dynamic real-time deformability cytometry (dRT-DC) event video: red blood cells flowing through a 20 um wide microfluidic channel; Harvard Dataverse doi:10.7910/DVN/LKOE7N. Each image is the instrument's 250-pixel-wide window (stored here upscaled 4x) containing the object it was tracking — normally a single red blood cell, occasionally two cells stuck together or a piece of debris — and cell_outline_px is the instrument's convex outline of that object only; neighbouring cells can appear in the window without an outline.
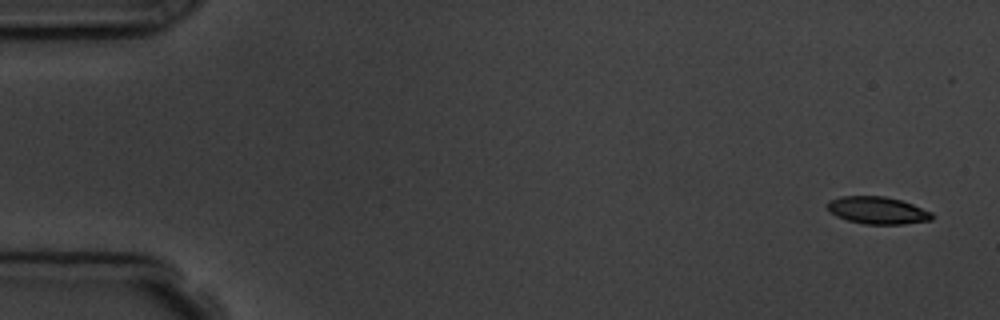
{"species": "common noctule bat (a hibernating species)", "species_latin": "Nyctalus noctula", "temperature_condition": "room temperature", "stored_images_in_passage": 4, "camera_frame_rate_fps": 3000, "um_per_image_px": 0.085, "animal": {"sex": "male", "body_mass_g": 19.5, "forearm_length_mm": 54.6}, "frame": {"image": 1, "passage_image": 1, "time_ms": 0.0, "image_size_px": [1000, 320], "cell_outline_px": [[932, 220], [904, 224], [864, 224], [848, 220], [836, 216], [828, 212], [828, 200], [840, 196], [884, 196], [900, 200], [912, 204], [932, 212]], "centroid_in_image_um": [74.56, 17.88], "position_along_channel_um": 10.4, "area_um2": 16.65}}
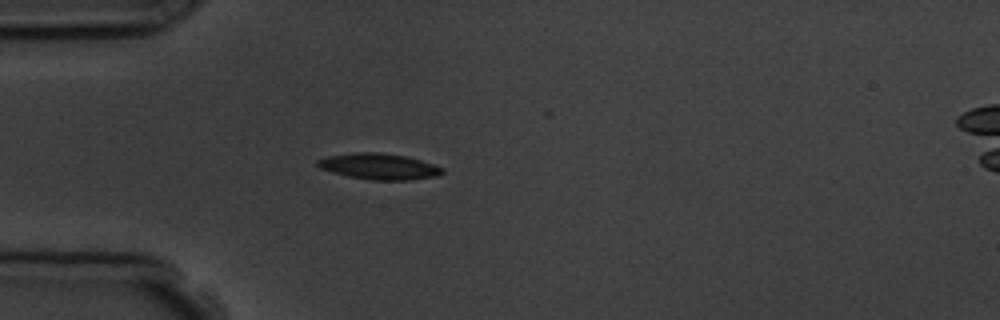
{"frame": {"image": 2, "passage_image": 4, "time_ms": 4.333, "image_size_px": [1000, 320], "cell_outline_px": [[444, 172], [440, 176], [408, 180], [372, 180], [348, 176], [332, 172], [320, 168], [316, 164], [316, 160], [328, 156], [356, 152], [380, 152], [404, 156], [420, 160], [444, 168]], "centroid_in_image_um": [32.23, 14.15], "position_along_channel_um": 52.8, "area_um2": 18.9}}